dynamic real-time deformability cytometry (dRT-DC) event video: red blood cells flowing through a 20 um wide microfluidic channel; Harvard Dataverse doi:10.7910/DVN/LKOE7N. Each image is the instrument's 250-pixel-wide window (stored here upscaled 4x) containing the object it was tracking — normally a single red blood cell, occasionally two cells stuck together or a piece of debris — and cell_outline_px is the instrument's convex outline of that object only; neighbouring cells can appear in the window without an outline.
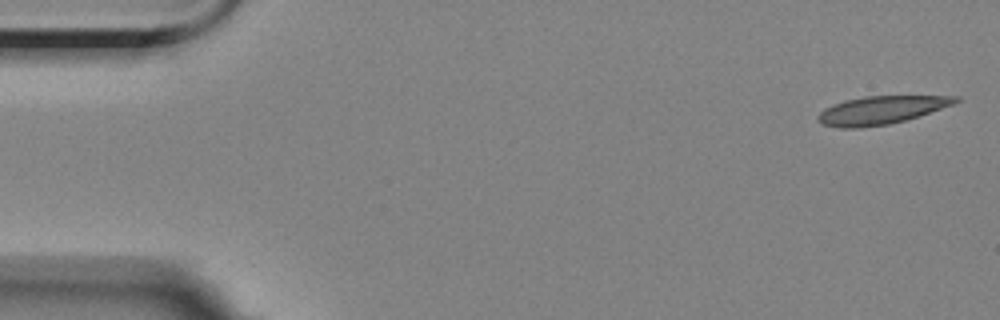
{"species": "Egyptian fruit bat (a non-hibernating species)", "species_latin": "Rousettus aegyptiacus", "temperature_condition": "room temperature", "stored_images_in_passage": 5, "segment_of_instrument_passage": [1, 2], "camera_frame_rate_fps": 3000, "um_per_image_px": 0.085, "animal": {"sex": "female"}, "frame": {"image": 1, "passage_image": 1, "time_ms": 0.0, "image_size_px": [1000, 320], "cell_outline_px": [[960, 100], [952, 104], [904, 120], [888, 124], [860, 128], [840, 128], [824, 124], [816, 116], [824, 108], [844, 100], [864, 96], [960, 96]], "centroid_in_image_um": [74.84, 9.35], "position_along_channel_um": 10.2, "area_um2": 22.08}}